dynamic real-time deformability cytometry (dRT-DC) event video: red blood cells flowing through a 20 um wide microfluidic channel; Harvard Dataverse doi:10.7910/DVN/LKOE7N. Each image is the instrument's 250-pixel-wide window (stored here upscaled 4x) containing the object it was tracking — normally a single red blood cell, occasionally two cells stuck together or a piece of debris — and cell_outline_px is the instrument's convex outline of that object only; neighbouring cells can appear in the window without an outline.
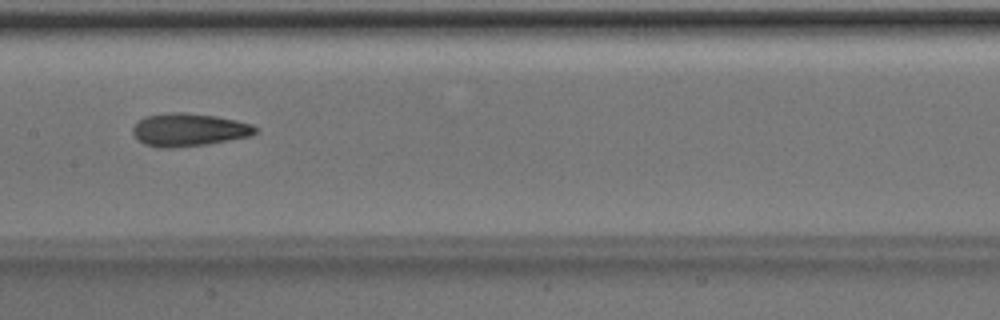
{"species": "Egyptian fruit bat (a non-hibernating species)", "species_latin": "Rousettus aegyptiacus", "temperature_condition": "room temperature", "stored_images_in_passage": 49, "camera_frame_rate_fps": 3000, "um_per_image_px": 0.085, "animal": {"sex": "male"}, "frame": {"image": 1, "passage_image": 25, "time_ms": 8.0, "image_size_px": [1000, 320], "cell_outline_px": [[256, 132], [252, 136], [208, 144], [172, 148], [156, 148], [144, 144], [136, 140], [132, 132], [132, 128], [144, 116], [168, 112], [184, 112], [216, 116], [236, 120], [252, 124], [256, 128]], "centroid_in_image_um": [16.02, 11.04], "position_along_channel_um": 191.4, "area_um2": 23.81}}
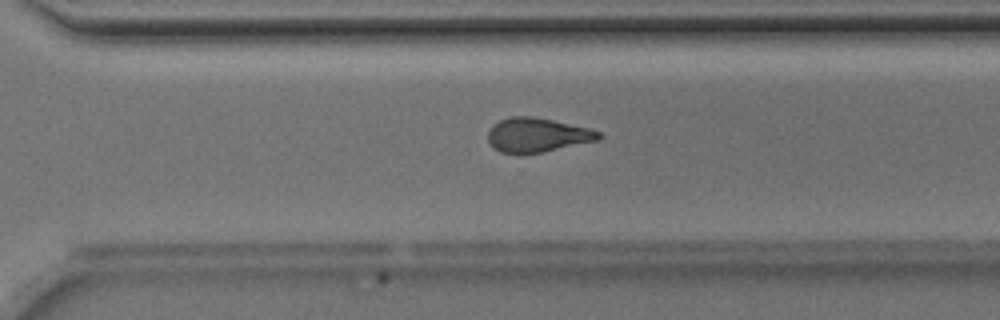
{"frame": {"image": 2, "passage_image": 35, "time_ms": 11.333, "image_size_px": [1000, 320], "cell_outline_px": [[604, 136], [600, 140], [544, 152], [520, 156], [516, 156], [500, 152], [492, 148], [488, 140], [488, 132], [492, 124], [500, 120], [512, 116], [532, 116], [592, 128], [600, 132]], "centroid_in_image_um": [45.67, 11.51], "position_along_channel_um": 324.9, "area_um2": 22.89}}
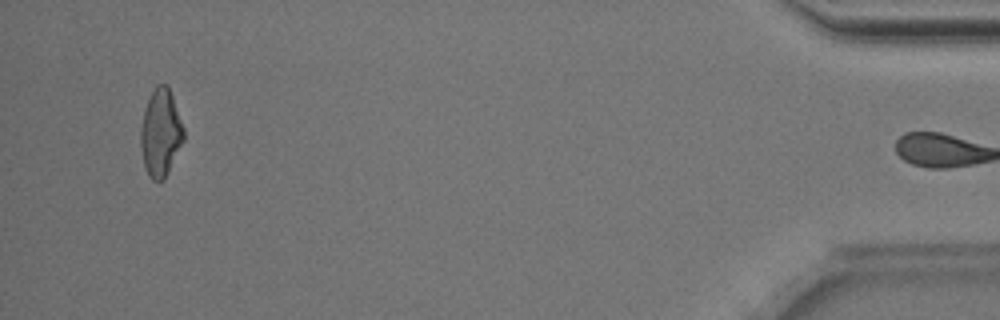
{"frame": {"image": 3, "passage_image": 48, "time_ms": 15.667, "image_size_px": [1000, 320], "cell_outline_px": [[184, 140], [164, 180], [152, 180], [148, 176], [144, 164], [140, 144], [140, 128], [144, 108], [156, 84], [168, 84], [184, 128]], "centroid_in_image_um": [13.65, 11.28], "position_along_channel_um": 421.6, "area_um2": 21.96}, "authors_computed_cell_mechanics": {"area_um2": 22.5998, "velocity_mm_per_s": 4.0242, "shape_relaxation_time_tau1_ms": 3.8405, "shape_relaxation_time_tau2_ms": 2.0871, "deformation_change_tau1": 0.1541, "deformation_change_tau2": 0.0996}}